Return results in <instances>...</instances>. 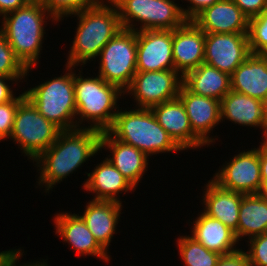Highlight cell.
<instances>
[{
  "mask_svg": "<svg viewBox=\"0 0 267 266\" xmlns=\"http://www.w3.org/2000/svg\"><path fill=\"white\" fill-rule=\"evenodd\" d=\"M178 97L185 106L193 133L205 144L216 139L209 137L213 128L221 122V101L190 92L183 84Z\"/></svg>",
  "mask_w": 267,
  "mask_h": 266,
  "instance_id": "14",
  "label": "cell"
},
{
  "mask_svg": "<svg viewBox=\"0 0 267 266\" xmlns=\"http://www.w3.org/2000/svg\"><path fill=\"white\" fill-rule=\"evenodd\" d=\"M190 2L188 9L181 8L182 13L187 21H192L204 9L212 6L219 0H187Z\"/></svg>",
  "mask_w": 267,
  "mask_h": 266,
  "instance_id": "36",
  "label": "cell"
},
{
  "mask_svg": "<svg viewBox=\"0 0 267 266\" xmlns=\"http://www.w3.org/2000/svg\"><path fill=\"white\" fill-rule=\"evenodd\" d=\"M216 266H250L247 255L242 249L221 255L218 259Z\"/></svg>",
  "mask_w": 267,
  "mask_h": 266,
  "instance_id": "35",
  "label": "cell"
},
{
  "mask_svg": "<svg viewBox=\"0 0 267 266\" xmlns=\"http://www.w3.org/2000/svg\"><path fill=\"white\" fill-rule=\"evenodd\" d=\"M226 118L242 126L260 127L265 123V103L230 90L221 100V120Z\"/></svg>",
  "mask_w": 267,
  "mask_h": 266,
  "instance_id": "24",
  "label": "cell"
},
{
  "mask_svg": "<svg viewBox=\"0 0 267 266\" xmlns=\"http://www.w3.org/2000/svg\"><path fill=\"white\" fill-rule=\"evenodd\" d=\"M263 136L262 138L264 140H262L263 142H267V102L265 103V123H264V126H263Z\"/></svg>",
  "mask_w": 267,
  "mask_h": 266,
  "instance_id": "41",
  "label": "cell"
},
{
  "mask_svg": "<svg viewBox=\"0 0 267 266\" xmlns=\"http://www.w3.org/2000/svg\"><path fill=\"white\" fill-rule=\"evenodd\" d=\"M183 85L194 94L219 101L231 90L230 75L205 63L186 73Z\"/></svg>",
  "mask_w": 267,
  "mask_h": 266,
  "instance_id": "26",
  "label": "cell"
},
{
  "mask_svg": "<svg viewBox=\"0 0 267 266\" xmlns=\"http://www.w3.org/2000/svg\"><path fill=\"white\" fill-rule=\"evenodd\" d=\"M231 90L267 102V55L251 54L230 75Z\"/></svg>",
  "mask_w": 267,
  "mask_h": 266,
  "instance_id": "20",
  "label": "cell"
},
{
  "mask_svg": "<svg viewBox=\"0 0 267 266\" xmlns=\"http://www.w3.org/2000/svg\"><path fill=\"white\" fill-rule=\"evenodd\" d=\"M250 55L248 33H205V64L231 75Z\"/></svg>",
  "mask_w": 267,
  "mask_h": 266,
  "instance_id": "12",
  "label": "cell"
},
{
  "mask_svg": "<svg viewBox=\"0 0 267 266\" xmlns=\"http://www.w3.org/2000/svg\"><path fill=\"white\" fill-rule=\"evenodd\" d=\"M19 79L22 80L24 77H6L0 75V104L12 101L15 98V94H13L10 86L5 81L9 80L10 82L11 80L17 83Z\"/></svg>",
  "mask_w": 267,
  "mask_h": 266,
  "instance_id": "37",
  "label": "cell"
},
{
  "mask_svg": "<svg viewBox=\"0 0 267 266\" xmlns=\"http://www.w3.org/2000/svg\"><path fill=\"white\" fill-rule=\"evenodd\" d=\"M25 97V92H23L12 101L0 104V141L10 137L17 107Z\"/></svg>",
  "mask_w": 267,
  "mask_h": 266,
  "instance_id": "32",
  "label": "cell"
},
{
  "mask_svg": "<svg viewBox=\"0 0 267 266\" xmlns=\"http://www.w3.org/2000/svg\"><path fill=\"white\" fill-rule=\"evenodd\" d=\"M249 251L245 252L250 266H267V233L249 239Z\"/></svg>",
  "mask_w": 267,
  "mask_h": 266,
  "instance_id": "33",
  "label": "cell"
},
{
  "mask_svg": "<svg viewBox=\"0 0 267 266\" xmlns=\"http://www.w3.org/2000/svg\"><path fill=\"white\" fill-rule=\"evenodd\" d=\"M192 236L208 250L220 255L230 254L238 250V239L235 232L220 222L201 212L200 216L193 221ZM235 246V247H234Z\"/></svg>",
  "mask_w": 267,
  "mask_h": 266,
  "instance_id": "25",
  "label": "cell"
},
{
  "mask_svg": "<svg viewBox=\"0 0 267 266\" xmlns=\"http://www.w3.org/2000/svg\"><path fill=\"white\" fill-rule=\"evenodd\" d=\"M237 239L250 238L267 233V197L247 194L242 197L239 208Z\"/></svg>",
  "mask_w": 267,
  "mask_h": 266,
  "instance_id": "27",
  "label": "cell"
},
{
  "mask_svg": "<svg viewBox=\"0 0 267 266\" xmlns=\"http://www.w3.org/2000/svg\"><path fill=\"white\" fill-rule=\"evenodd\" d=\"M137 71L175 70L172 30L137 31Z\"/></svg>",
  "mask_w": 267,
  "mask_h": 266,
  "instance_id": "13",
  "label": "cell"
},
{
  "mask_svg": "<svg viewBox=\"0 0 267 266\" xmlns=\"http://www.w3.org/2000/svg\"><path fill=\"white\" fill-rule=\"evenodd\" d=\"M248 37L251 54L267 55V10L249 19Z\"/></svg>",
  "mask_w": 267,
  "mask_h": 266,
  "instance_id": "31",
  "label": "cell"
},
{
  "mask_svg": "<svg viewBox=\"0 0 267 266\" xmlns=\"http://www.w3.org/2000/svg\"><path fill=\"white\" fill-rule=\"evenodd\" d=\"M204 49L205 33L193 21L172 30L174 67L182 77L204 63Z\"/></svg>",
  "mask_w": 267,
  "mask_h": 266,
  "instance_id": "15",
  "label": "cell"
},
{
  "mask_svg": "<svg viewBox=\"0 0 267 266\" xmlns=\"http://www.w3.org/2000/svg\"><path fill=\"white\" fill-rule=\"evenodd\" d=\"M260 144V173L264 188L267 185V142H261Z\"/></svg>",
  "mask_w": 267,
  "mask_h": 266,
  "instance_id": "40",
  "label": "cell"
},
{
  "mask_svg": "<svg viewBox=\"0 0 267 266\" xmlns=\"http://www.w3.org/2000/svg\"><path fill=\"white\" fill-rule=\"evenodd\" d=\"M74 92L76 115L81 118H77L79 120L77 128L88 120L93 123L88 128L100 132L107 131L119 111L117 110L119 107H116L118 98L125 93L119 87L104 81L99 75L95 78H84L81 74L76 76V73H74Z\"/></svg>",
  "mask_w": 267,
  "mask_h": 266,
  "instance_id": "5",
  "label": "cell"
},
{
  "mask_svg": "<svg viewBox=\"0 0 267 266\" xmlns=\"http://www.w3.org/2000/svg\"><path fill=\"white\" fill-rule=\"evenodd\" d=\"M106 147L112 153V157L109 156L108 158L109 161L136 187L147 171L148 156L134 146L117 140L107 131H104L100 137V150L106 149Z\"/></svg>",
  "mask_w": 267,
  "mask_h": 266,
  "instance_id": "19",
  "label": "cell"
},
{
  "mask_svg": "<svg viewBox=\"0 0 267 266\" xmlns=\"http://www.w3.org/2000/svg\"><path fill=\"white\" fill-rule=\"evenodd\" d=\"M102 1L72 14L79 22L66 65L75 67L82 63L84 66L88 60L95 59L105 44L122 29L115 4L111 0L107 2L109 5Z\"/></svg>",
  "mask_w": 267,
  "mask_h": 266,
  "instance_id": "2",
  "label": "cell"
},
{
  "mask_svg": "<svg viewBox=\"0 0 267 266\" xmlns=\"http://www.w3.org/2000/svg\"><path fill=\"white\" fill-rule=\"evenodd\" d=\"M101 134L88 127L60 131L56 141L34 160L40 167L38 183L45 184L46 193L100 152Z\"/></svg>",
  "mask_w": 267,
  "mask_h": 266,
  "instance_id": "1",
  "label": "cell"
},
{
  "mask_svg": "<svg viewBox=\"0 0 267 266\" xmlns=\"http://www.w3.org/2000/svg\"><path fill=\"white\" fill-rule=\"evenodd\" d=\"M29 70L15 56L6 37L0 32V75L6 77H26Z\"/></svg>",
  "mask_w": 267,
  "mask_h": 266,
  "instance_id": "30",
  "label": "cell"
},
{
  "mask_svg": "<svg viewBox=\"0 0 267 266\" xmlns=\"http://www.w3.org/2000/svg\"><path fill=\"white\" fill-rule=\"evenodd\" d=\"M262 194L267 197V185L263 188Z\"/></svg>",
  "mask_w": 267,
  "mask_h": 266,
  "instance_id": "42",
  "label": "cell"
},
{
  "mask_svg": "<svg viewBox=\"0 0 267 266\" xmlns=\"http://www.w3.org/2000/svg\"><path fill=\"white\" fill-rule=\"evenodd\" d=\"M48 16L57 22L39 0H31L26 6L2 17L0 32L27 70H31L39 60L45 34L43 25Z\"/></svg>",
  "mask_w": 267,
  "mask_h": 266,
  "instance_id": "3",
  "label": "cell"
},
{
  "mask_svg": "<svg viewBox=\"0 0 267 266\" xmlns=\"http://www.w3.org/2000/svg\"><path fill=\"white\" fill-rule=\"evenodd\" d=\"M31 0H0V15L4 16L10 12L26 6Z\"/></svg>",
  "mask_w": 267,
  "mask_h": 266,
  "instance_id": "38",
  "label": "cell"
},
{
  "mask_svg": "<svg viewBox=\"0 0 267 266\" xmlns=\"http://www.w3.org/2000/svg\"><path fill=\"white\" fill-rule=\"evenodd\" d=\"M107 132L147 156L182 150L158 123L151 109L119 110Z\"/></svg>",
  "mask_w": 267,
  "mask_h": 266,
  "instance_id": "4",
  "label": "cell"
},
{
  "mask_svg": "<svg viewBox=\"0 0 267 266\" xmlns=\"http://www.w3.org/2000/svg\"><path fill=\"white\" fill-rule=\"evenodd\" d=\"M122 203L115 201H89L83 215H79L98 243L108 251L116 224H118Z\"/></svg>",
  "mask_w": 267,
  "mask_h": 266,
  "instance_id": "21",
  "label": "cell"
},
{
  "mask_svg": "<svg viewBox=\"0 0 267 266\" xmlns=\"http://www.w3.org/2000/svg\"><path fill=\"white\" fill-rule=\"evenodd\" d=\"M120 17L123 29L142 30H174L187 20L181 6L173 0H111ZM134 21L141 26L135 29Z\"/></svg>",
  "mask_w": 267,
  "mask_h": 266,
  "instance_id": "7",
  "label": "cell"
},
{
  "mask_svg": "<svg viewBox=\"0 0 267 266\" xmlns=\"http://www.w3.org/2000/svg\"><path fill=\"white\" fill-rule=\"evenodd\" d=\"M182 84L183 77L176 70L137 71L124 93L134 96L138 108L151 109L177 98Z\"/></svg>",
  "mask_w": 267,
  "mask_h": 266,
  "instance_id": "10",
  "label": "cell"
},
{
  "mask_svg": "<svg viewBox=\"0 0 267 266\" xmlns=\"http://www.w3.org/2000/svg\"><path fill=\"white\" fill-rule=\"evenodd\" d=\"M248 19L260 15L267 10V0H233Z\"/></svg>",
  "mask_w": 267,
  "mask_h": 266,
  "instance_id": "34",
  "label": "cell"
},
{
  "mask_svg": "<svg viewBox=\"0 0 267 266\" xmlns=\"http://www.w3.org/2000/svg\"><path fill=\"white\" fill-rule=\"evenodd\" d=\"M22 255L23 252L20 249L2 251L0 252V266H13Z\"/></svg>",
  "mask_w": 267,
  "mask_h": 266,
  "instance_id": "39",
  "label": "cell"
},
{
  "mask_svg": "<svg viewBox=\"0 0 267 266\" xmlns=\"http://www.w3.org/2000/svg\"><path fill=\"white\" fill-rule=\"evenodd\" d=\"M72 67L66 65L68 73L65 75L44 81V83L24 91L38 112L61 130L77 128L75 117H78L76 116Z\"/></svg>",
  "mask_w": 267,
  "mask_h": 266,
  "instance_id": "6",
  "label": "cell"
},
{
  "mask_svg": "<svg viewBox=\"0 0 267 266\" xmlns=\"http://www.w3.org/2000/svg\"><path fill=\"white\" fill-rule=\"evenodd\" d=\"M204 33H248L249 19L233 0H219L192 20Z\"/></svg>",
  "mask_w": 267,
  "mask_h": 266,
  "instance_id": "17",
  "label": "cell"
},
{
  "mask_svg": "<svg viewBox=\"0 0 267 266\" xmlns=\"http://www.w3.org/2000/svg\"><path fill=\"white\" fill-rule=\"evenodd\" d=\"M205 190L202 200L205 205L203 213L218 219L234 231L237 238L239 208L245 194L223 189L212 180H209Z\"/></svg>",
  "mask_w": 267,
  "mask_h": 266,
  "instance_id": "23",
  "label": "cell"
},
{
  "mask_svg": "<svg viewBox=\"0 0 267 266\" xmlns=\"http://www.w3.org/2000/svg\"><path fill=\"white\" fill-rule=\"evenodd\" d=\"M212 181L219 187L242 194H261L260 146L235 155L223 165Z\"/></svg>",
  "mask_w": 267,
  "mask_h": 266,
  "instance_id": "11",
  "label": "cell"
},
{
  "mask_svg": "<svg viewBox=\"0 0 267 266\" xmlns=\"http://www.w3.org/2000/svg\"><path fill=\"white\" fill-rule=\"evenodd\" d=\"M83 189L95 194L92 200L115 201L121 203L118 194L135 190V187L121 174V172L105 158L91 173ZM121 191V192H120Z\"/></svg>",
  "mask_w": 267,
  "mask_h": 266,
  "instance_id": "22",
  "label": "cell"
},
{
  "mask_svg": "<svg viewBox=\"0 0 267 266\" xmlns=\"http://www.w3.org/2000/svg\"><path fill=\"white\" fill-rule=\"evenodd\" d=\"M178 250L185 266H216L221 255L208 250L191 236L178 238Z\"/></svg>",
  "mask_w": 267,
  "mask_h": 266,
  "instance_id": "28",
  "label": "cell"
},
{
  "mask_svg": "<svg viewBox=\"0 0 267 266\" xmlns=\"http://www.w3.org/2000/svg\"><path fill=\"white\" fill-rule=\"evenodd\" d=\"M57 21L98 4L99 0H39ZM61 19V20H60Z\"/></svg>",
  "mask_w": 267,
  "mask_h": 266,
  "instance_id": "29",
  "label": "cell"
},
{
  "mask_svg": "<svg viewBox=\"0 0 267 266\" xmlns=\"http://www.w3.org/2000/svg\"><path fill=\"white\" fill-rule=\"evenodd\" d=\"M56 234L69 243L78 255L96 256L105 262L110 261L109 253L98 243L79 214L59 213L55 215Z\"/></svg>",
  "mask_w": 267,
  "mask_h": 266,
  "instance_id": "18",
  "label": "cell"
},
{
  "mask_svg": "<svg viewBox=\"0 0 267 266\" xmlns=\"http://www.w3.org/2000/svg\"><path fill=\"white\" fill-rule=\"evenodd\" d=\"M61 129L41 115L25 97L18 105L10 139L34 160L57 139Z\"/></svg>",
  "mask_w": 267,
  "mask_h": 266,
  "instance_id": "9",
  "label": "cell"
},
{
  "mask_svg": "<svg viewBox=\"0 0 267 266\" xmlns=\"http://www.w3.org/2000/svg\"><path fill=\"white\" fill-rule=\"evenodd\" d=\"M99 76L125 92L137 72V31L121 29L102 48Z\"/></svg>",
  "mask_w": 267,
  "mask_h": 266,
  "instance_id": "8",
  "label": "cell"
},
{
  "mask_svg": "<svg viewBox=\"0 0 267 266\" xmlns=\"http://www.w3.org/2000/svg\"><path fill=\"white\" fill-rule=\"evenodd\" d=\"M158 123L183 150L196 149L205 144L193 133L186 109L179 97L153 106Z\"/></svg>",
  "mask_w": 267,
  "mask_h": 266,
  "instance_id": "16",
  "label": "cell"
}]
</instances>
